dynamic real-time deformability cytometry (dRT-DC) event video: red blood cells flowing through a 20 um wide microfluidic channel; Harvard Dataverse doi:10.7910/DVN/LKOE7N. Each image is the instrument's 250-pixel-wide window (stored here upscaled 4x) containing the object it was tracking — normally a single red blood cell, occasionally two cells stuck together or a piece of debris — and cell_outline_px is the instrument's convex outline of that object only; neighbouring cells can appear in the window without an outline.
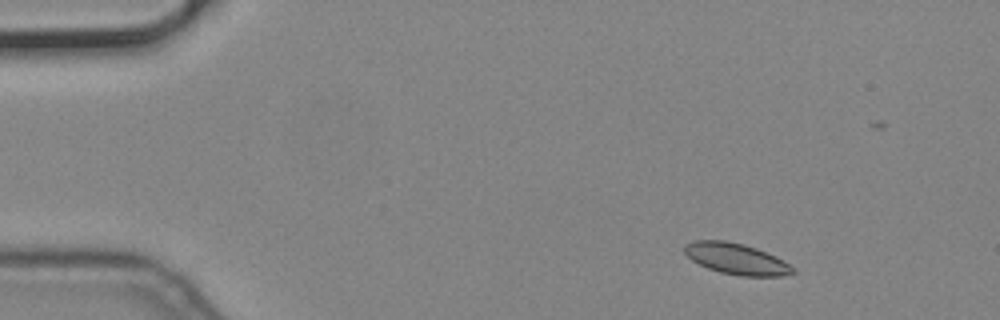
{"species": "common noctule bat (a hibernating species)", "species_latin": "Nyctalus noctula", "temperature_condition": "cold", "stored_images_in_passage": 56, "camera_frame_rate_fps": 3000, "um_per_image_px": 0.085, "animal": {"sex": "male", "body_mass_g": 19.2, "forearm_length_mm": 51.8}, "frame": {"image": 1, "passage_image": 6, "time_ms": 1.667, "image_size_px": [1000, 320], "cell_outline_px": [[796, 272], [780, 276], [740, 276], [720, 272], [708, 268], [692, 260], [684, 252], [684, 244], [696, 240], [724, 240], [744, 244], [756, 248], [776, 256], [796, 268]], "centroid_in_image_um": [62.6, 22.0], "position_along_channel_um": 22.4, "area_um2": 19.65}}
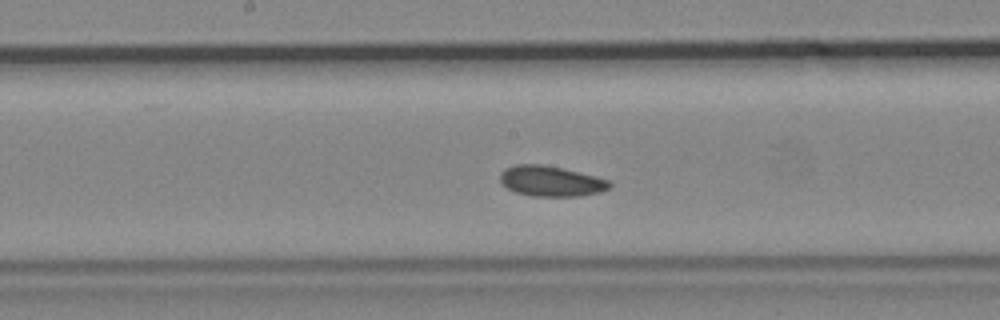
{"frame": {"image": 2, "passage_image": 28, "time_ms": 9.0, "image_size_px": [1000, 320], "cell_outline_px": [[612, 184], [608, 188], [600, 192], [580, 196], [532, 196], [516, 192], [508, 188], [500, 180], [500, 172], [504, 168], [516, 164], [540, 164], [564, 168], [596, 176], [608, 180]], "centroid_in_image_um": [46.83, 15.39], "position_along_channel_um": 201.4, "area_um2": 19.42}}
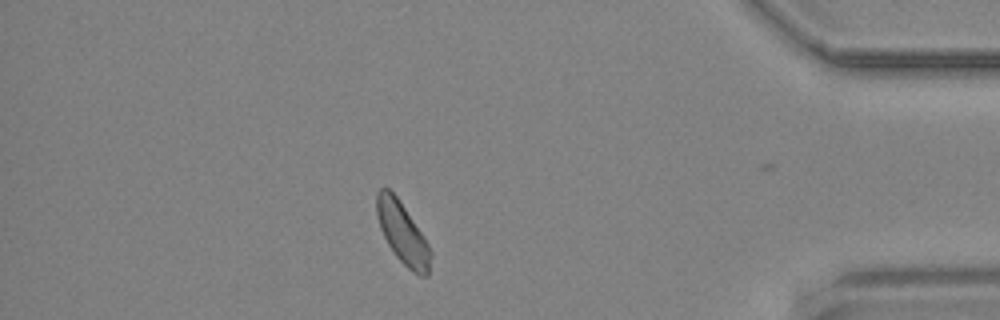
{"frame": {"image": 3, "passage_image": 48, "time_ms": 15.667, "image_size_px": [1000, 320], "cell_outline_px": [[432, 256], [428, 276], [420, 276], [412, 272], [396, 256], [388, 244], [380, 228], [376, 212], [376, 192], [380, 188], [388, 188], [396, 196], [424, 236], [432, 252]], "centroid_in_image_um": [34.22, 19.83], "position_along_channel_um": 401.0, "area_um2": 19.19}}